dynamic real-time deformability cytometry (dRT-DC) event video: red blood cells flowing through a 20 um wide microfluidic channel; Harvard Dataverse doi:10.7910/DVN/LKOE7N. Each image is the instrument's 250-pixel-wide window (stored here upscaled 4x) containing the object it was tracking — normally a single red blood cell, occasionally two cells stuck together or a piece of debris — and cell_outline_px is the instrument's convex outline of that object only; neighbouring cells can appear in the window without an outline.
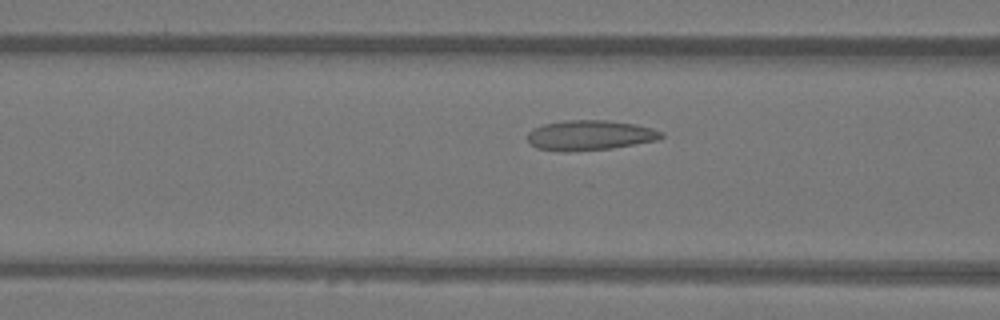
{"species": "Egyptian fruit bat (a non-hibernating species)", "species_latin": "Rousettus aegyptiacus", "temperature_condition": "warm", "stored_images_in_passage": 45, "camera_frame_rate_fps": 3000, "um_per_image_px": 0.085, "animal": {"sex": "female"}, "frame": {"image": 1, "passage_image": 15, "time_ms": 4.667, "image_size_px": [1000, 320], "cell_outline_px": [[664, 136], [656, 140], [612, 148], [568, 152], [560, 152], [536, 148], [528, 144], [528, 132], [544, 124], [564, 120], [608, 120], [636, 124], [652, 128], [664, 132]], "centroid_in_image_um": [50.12, 11.5], "position_along_channel_um": 116.5, "area_um2": 23.58}}
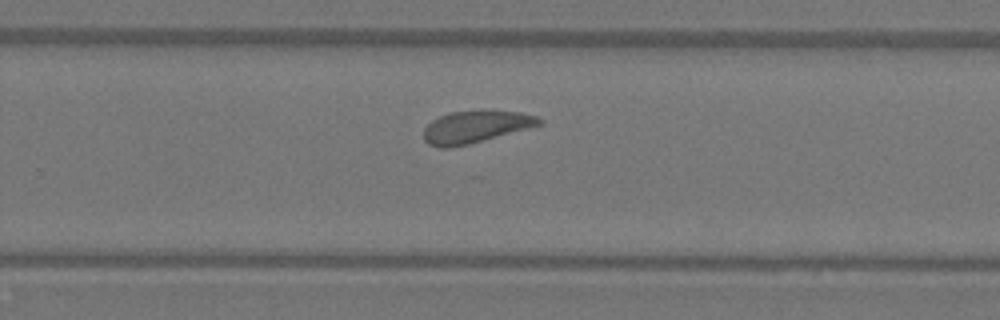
{"frame": {"image": 2, "passage_image": 28, "time_ms": 9.0, "image_size_px": [1000, 320], "cell_outline_px": [[544, 124], [468, 144], [452, 148], [440, 148], [428, 144], [424, 140], [424, 128], [432, 120], [440, 116], [452, 112], [520, 112], [536, 116], [544, 120]], "centroid_in_image_um": [40.41, 10.81], "position_along_channel_um": 289.4, "area_um2": 21.15}}
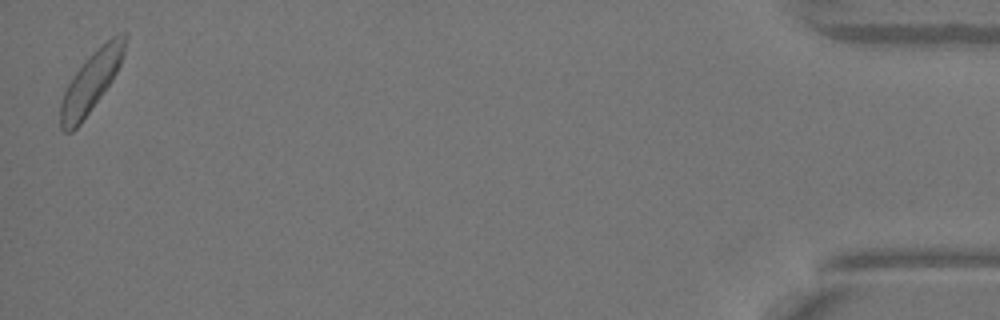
{"frame": {"image": 3, "passage_image": 45, "time_ms": 14.667, "image_size_px": [1000, 320], "cell_outline_px": [[128, 36], [124, 52], [120, 64], [112, 80], [80, 124], [72, 132], [64, 132], [60, 128], [60, 104], [64, 92], [72, 76], [92, 52], [116, 32], [128, 32]], "centroid_in_image_um": [7.75, 6.91], "position_along_channel_um": 427.4, "area_um2": 22.48}, "authors_computed_cell_mechanics": {"area_um2": 22.3686, "velocity_mm_per_s": 4.0021, "shape_relaxation_time_tau1_ms": null, "shape_relaxation_time_tau2_ms": 2.4372, "deformation_change_tau1": null, "deformation_change_tau2": 0.0881}}